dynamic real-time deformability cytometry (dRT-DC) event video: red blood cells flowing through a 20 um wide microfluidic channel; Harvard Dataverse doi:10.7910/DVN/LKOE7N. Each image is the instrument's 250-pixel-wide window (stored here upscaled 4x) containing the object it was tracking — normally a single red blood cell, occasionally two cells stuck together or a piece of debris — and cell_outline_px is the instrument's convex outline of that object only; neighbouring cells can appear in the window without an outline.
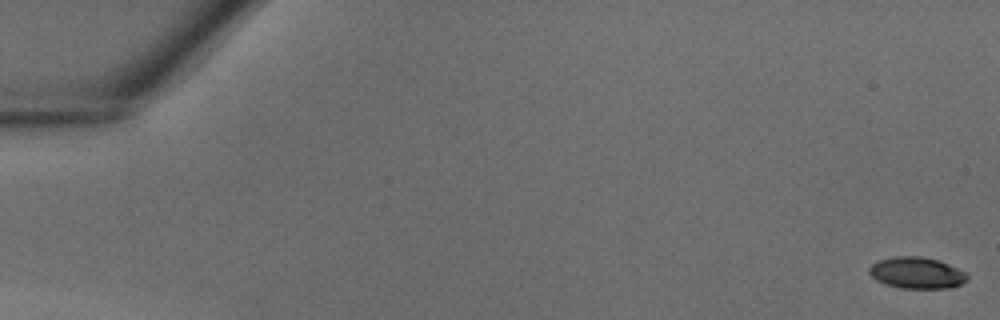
{"species": "common noctule bat (a hibernating species)", "species_latin": "Nyctalus noctula", "temperature_condition": "warm", "stored_images_in_passage": 38, "camera_frame_rate_fps": 3000, "um_per_image_px": 0.085, "animal": {"sex": "male", "body_mass_g": 18.8}, "frame": {"image": 1, "passage_image": 1, "time_ms": 0.0, "image_size_px": [1000, 320], "cell_outline_px": [[968, 280], [960, 284], [948, 288], [900, 288], [884, 284], [876, 280], [868, 272], [868, 268], [872, 264], [880, 260], [896, 256], [920, 256], [936, 260], [948, 264], [964, 272], [968, 276]], "centroid_in_image_um": [77.89, 23.2], "position_along_channel_um": 7.1, "area_um2": 17.8}}
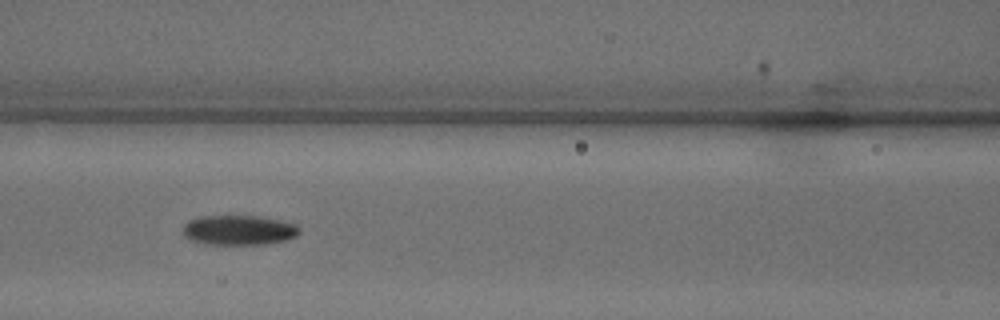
{"frame": {"image": 2, "passage_image": 19, "time_ms": 6.0, "image_size_px": [1000, 320], "cell_outline_px": [[300, 232], [296, 236], [288, 240], [268, 244], [204, 244], [188, 240], [184, 236], [184, 224], [188, 220], [200, 216], [260, 216], [296, 224], [300, 228]], "centroid_in_image_um": [20.3, 19.57], "position_along_channel_um": 146.3, "area_um2": 20.46}}
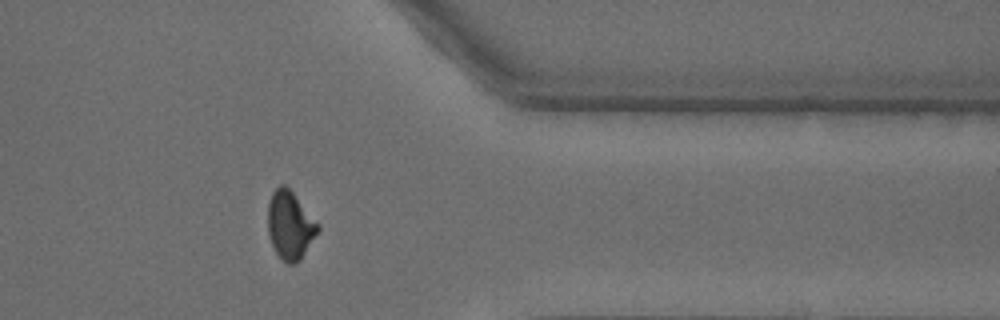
{"frame": {"image": 3, "passage_image": 34, "time_ms": 11.0, "image_size_px": [1000, 320], "cell_outline_px": [[320, 228], [300, 260], [296, 264], [288, 264], [280, 260], [268, 236], [268, 204], [272, 192], [280, 184], [284, 184], [292, 192], [320, 224]], "centroid_in_image_um": [24.64, 19.16], "position_along_channel_um": 386.8, "area_um2": 19.88}}